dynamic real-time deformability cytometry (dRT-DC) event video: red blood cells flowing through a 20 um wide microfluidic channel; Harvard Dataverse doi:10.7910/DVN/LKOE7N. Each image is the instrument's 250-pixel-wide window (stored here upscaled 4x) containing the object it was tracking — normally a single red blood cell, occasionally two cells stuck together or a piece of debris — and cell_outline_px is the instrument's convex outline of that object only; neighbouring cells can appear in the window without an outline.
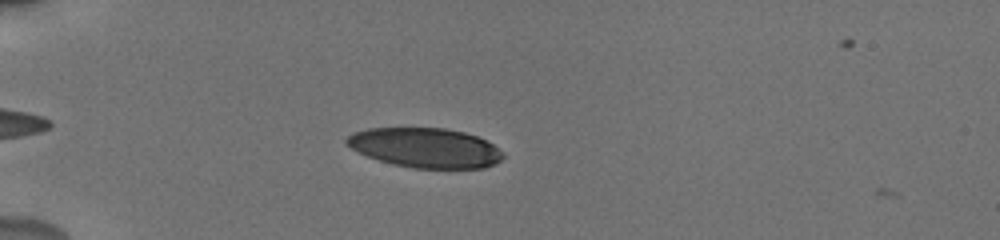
{"species": "human", "species_latin": "Homo sapiens", "temperature_condition": "cold", "stored_images_in_passage": 41, "camera_frame_rate_fps": 3000, "um_per_image_px": 0.085, "donor": {"sex": "male"}, "frame": {"image": 1, "passage_image": 3, "time_ms": 0.667, "image_size_px": [1000, 240], "cell_outline_px": [[504, 156], [496, 164], [484, 168], [412, 168], [392, 164], [368, 156], [344, 144], [344, 140], [352, 132], [368, 128], [444, 128], [464, 132], [476, 136], [492, 144], [504, 152]], "centroid_in_image_um": [36.14, 12.56], "position_along_channel_um": 48.9, "area_um2": 36.18}}
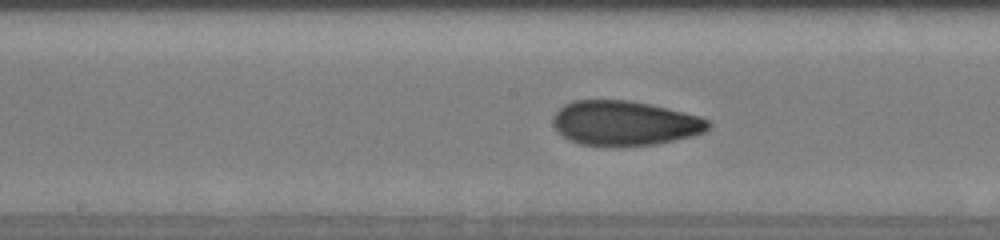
{"frame": {"image": 2, "passage_image": 17, "time_ms": 5.333, "image_size_px": [1000, 240], "cell_outline_px": [[712, 124], [704, 132], [692, 136], [656, 144], [624, 148], [616, 148], [580, 144], [568, 140], [552, 124], [552, 120], [556, 112], [564, 104], [572, 100], [628, 100], [652, 104], [700, 116], [708, 120]], "centroid_in_image_um": [53.1, 10.49], "position_along_channel_um": 195.1, "area_um2": 41.15}}
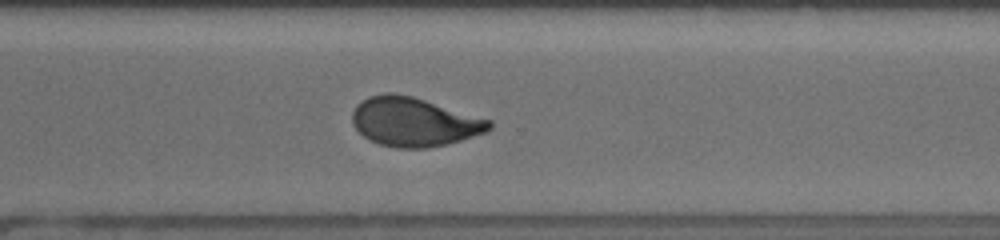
{"frame": {"image": 3, "passage_image": 28, "time_ms": 9.0, "image_size_px": [1000, 240], "cell_outline_px": [[492, 128], [488, 132], [448, 144], [428, 148], [396, 148], [380, 144], [368, 140], [356, 128], [352, 120], [352, 112], [356, 104], [360, 100], [368, 96], [384, 92], [392, 92], [412, 96], [492, 120]], "centroid_in_image_um": [35.19, 10.36], "position_along_channel_um": 335.4, "area_um2": 39.42}, "authors_computed_cell_mechanics": {"area_um2": 39.3618, "velocity_mm_per_s": 3.8351, "shape_relaxation_time_tau1_ms": 4.8078, "shape_relaxation_time_tau2_ms": 1.5791, "deformation_change_tau1": 0.1685, "deformation_change_tau2": 0.0712}}